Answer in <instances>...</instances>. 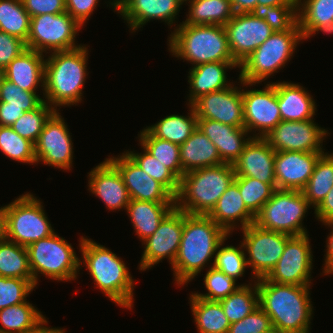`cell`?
Instances as JSON below:
<instances>
[{
  "instance_id": "cell-55",
  "label": "cell",
  "mask_w": 333,
  "mask_h": 333,
  "mask_svg": "<svg viewBox=\"0 0 333 333\" xmlns=\"http://www.w3.org/2000/svg\"><path fill=\"white\" fill-rule=\"evenodd\" d=\"M314 214L323 224L333 222V187L329 190L320 205L315 209Z\"/></svg>"
},
{
  "instance_id": "cell-34",
  "label": "cell",
  "mask_w": 333,
  "mask_h": 333,
  "mask_svg": "<svg viewBox=\"0 0 333 333\" xmlns=\"http://www.w3.org/2000/svg\"><path fill=\"white\" fill-rule=\"evenodd\" d=\"M46 318L28 301L0 310V331L4 333H31Z\"/></svg>"
},
{
  "instance_id": "cell-46",
  "label": "cell",
  "mask_w": 333,
  "mask_h": 333,
  "mask_svg": "<svg viewBox=\"0 0 333 333\" xmlns=\"http://www.w3.org/2000/svg\"><path fill=\"white\" fill-rule=\"evenodd\" d=\"M255 17L264 19L274 31H288L297 22V5L267 6L257 4L250 12Z\"/></svg>"
},
{
  "instance_id": "cell-21",
  "label": "cell",
  "mask_w": 333,
  "mask_h": 333,
  "mask_svg": "<svg viewBox=\"0 0 333 333\" xmlns=\"http://www.w3.org/2000/svg\"><path fill=\"white\" fill-rule=\"evenodd\" d=\"M324 152H275L276 189L302 191Z\"/></svg>"
},
{
  "instance_id": "cell-47",
  "label": "cell",
  "mask_w": 333,
  "mask_h": 333,
  "mask_svg": "<svg viewBox=\"0 0 333 333\" xmlns=\"http://www.w3.org/2000/svg\"><path fill=\"white\" fill-rule=\"evenodd\" d=\"M223 245L224 241L218 246L214 261L211 264L225 275L237 280L243 276L245 268H248L245 249L242 243L239 248L232 245L224 247Z\"/></svg>"
},
{
  "instance_id": "cell-14",
  "label": "cell",
  "mask_w": 333,
  "mask_h": 333,
  "mask_svg": "<svg viewBox=\"0 0 333 333\" xmlns=\"http://www.w3.org/2000/svg\"><path fill=\"white\" fill-rule=\"evenodd\" d=\"M326 135L327 130L310 119L298 122L281 121L264 139L275 152H324L321 143Z\"/></svg>"
},
{
  "instance_id": "cell-50",
  "label": "cell",
  "mask_w": 333,
  "mask_h": 333,
  "mask_svg": "<svg viewBox=\"0 0 333 333\" xmlns=\"http://www.w3.org/2000/svg\"><path fill=\"white\" fill-rule=\"evenodd\" d=\"M44 99L36 92H28L5 79L0 89V102H6V106L21 107L25 112L36 109Z\"/></svg>"
},
{
  "instance_id": "cell-57",
  "label": "cell",
  "mask_w": 333,
  "mask_h": 333,
  "mask_svg": "<svg viewBox=\"0 0 333 333\" xmlns=\"http://www.w3.org/2000/svg\"><path fill=\"white\" fill-rule=\"evenodd\" d=\"M324 225H328V227H332V231L330 232V234L327 236V239L326 240V256L325 257V263L323 264L325 268H322L323 269V273H325L324 275L326 274H333V222H328V223H324Z\"/></svg>"
},
{
  "instance_id": "cell-62",
  "label": "cell",
  "mask_w": 333,
  "mask_h": 333,
  "mask_svg": "<svg viewBox=\"0 0 333 333\" xmlns=\"http://www.w3.org/2000/svg\"><path fill=\"white\" fill-rule=\"evenodd\" d=\"M5 69H3L2 67H0V89L2 87V83L5 80Z\"/></svg>"
},
{
  "instance_id": "cell-28",
  "label": "cell",
  "mask_w": 333,
  "mask_h": 333,
  "mask_svg": "<svg viewBox=\"0 0 333 333\" xmlns=\"http://www.w3.org/2000/svg\"><path fill=\"white\" fill-rule=\"evenodd\" d=\"M233 67L239 68V65L235 61H225L204 63L192 67L188 72L190 85L188 105L203 95L230 87L232 84L227 82L226 70Z\"/></svg>"
},
{
  "instance_id": "cell-42",
  "label": "cell",
  "mask_w": 333,
  "mask_h": 333,
  "mask_svg": "<svg viewBox=\"0 0 333 333\" xmlns=\"http://www.w3.org/2000/svg\"><path fill=\"white\" fill-rule=\"evenodd\" d=\"M144 153H134L126 151V153L143 171H145L153 179L161 183L174 197L178 193L179 179L157 158H155L143 146Z\"/></svg>"
},
{
  "instance_id": "cell-23",
  "label": "cell",
  "mask_w": 333,
  "mask_h": 333,
  "mask_svg": "<svg viewBox=\"0 0 333 333\" xmlns=\"http://www.w3.org/2000/svg\"><path fill=\"white\" fill-rule=\"evenodd\" d=\"M275 151L264 138L252 137L239 158L232 165L235 176L255 178L268 184H276Z\"/></svg>"
},
{
  "instance_id": "cell-33",
  "label": "cell",
  "mask_w": 333,
  "mask_h": 333,
  "mask_svg": "<svg viewBox=\"0 0 333 333\" xmlns=\"http://www.w3.org/2000/svg\"><path fill=\"white\" fill-rule=\"evenodd\" d=\"M189 1V14L183 21L189 25H222L234 16L231 0H184Z\"/></svg>"
},
{
  "instance_id": "cell-54",
  "label": "cell",
  "mask_w": 333,
  "mask_h": 333,
  "mask_svg": "<svg viewBox=\"0 0 333 333\" xmlns=\"http://www.w3.org/2000/svg\"><path fill=\"white\" fill-rule=\"evenodd\" d=\"M99 0H66V12L81 26L93 13Z\"/></svg>"
},
{
  "instance_id": "cell-26",
  "label": "cell",
  "mask_w": 333,
  "mask_h": 333,
  "mask_svg": "<svg viewBox=\"0 0 333 333\" xmlns=\"http://www.w3.org/2000/svg\"><path fill=\"white\" fill-rule=\"evenodd\" d=\"M208 216L229 235L238 223L235 221H240L241 230L255 222V216L244 204L235 181L220 196Z\"/></svg>"
},
{
  "instance_id": "cell-45",
  "label": "cell",
  "mask_w": 333,
  "mask_h": 333,
  "mask_svg": "<svg viewBox=\"0 0 333 333\" xmlns=\"http://www.w3.org/2000/svg\"><path fill=\"white\" fill-rule=\"evenodd\" d=\"M56 110L43 101L36 109L25 112L11 128L21 137L36 143L46 121Z\"/></svg>"
},
{
  "instance_id": "cell-13",
  "label": "cell",
  "mask_w": 333,
  "mask_h": 333,
  "mask_svg": "<svg viewBox=\"0 0 333 333\" xmlns=\"http://www.w3.org/2000/svg\"><path fill=\"white\" fill-rule=\"evenodd\" d=\"M308 235L292 236L286 242L279 261L265 277L268 281L287 285H310L313 254Z\"/></svg>"
},
{
  "instance_id": "cell-56",
  "label": "cell",
  "mask_w": 333,
  "mask_h": 333,
  "mask_svg": "<svg viewBox=\"0 0 333 333\" xmlns=\"http://www.w3.org/2000/svg\"><path fill=\"white\" fill-rule=\"evenodd\" d=\"M24 113L21 107L6 106V102H0V126H12Z\"/></svg>"
},
{
  "instance_id": "cell-49",
  "label": "cell",
  "mask_w": 333,
  "mask_h": 333,
  "mask_svg": "<svg viewBox=\"0 0 333 333\" xmlns=\"http://www.w3.org/2000/svg\"><path fill=\"white\" fill-rule=\"evenodd\" d=\"M34 288L27 279L0 276V310L26 302V297Z\"/></svg>"
},
{
  "instance_id": "cell-9",
  "label": "cell",
  "mask_w": 333,
  "mask_h": 333,
  "mask_svg": "<svg viewBox=\"0 0 333 333\" xmlns=\"http://www.w3.org/2000/svg\"><path fill=\"white\" fill-rule=\"evenodd\" d=\"M310 207L302 191L276 189L255 216L254 223L290 236L305 235L308 233L302 221Z\"/></svg>"
},
{
  "instance_id": "cell-15",
  "label": "cell",
  "mask_w": 333,
  "mask_h": 333,
  "mask_svg": "<svg viewBox=\"0 0 333 333\" xmlns=\"http://www.w3.org/2000/svg\"><path fill=\"white\" fill-rule=\"evenodd\" d=\"M56 110L46 121L35 143L36 163L70 170L73 159V143L64 118Z\"/></svg>"
},
{
  "instance_id": "cell-30",
  "label": "cell",
  "mask_w": 333,
  "mask_h": 333,
  "mask_svg": "<svg viewBox=\"0 0 333 333\" xmlns=\"http://www.w3.org/2000/svg\"><path fill=\"white\" fill-rule=\"evenodd\" d=\"M180 161L184 173L223 164L217 147L199 129L180 145Z\"/></svg>"
},
{
  "instance_id": "cell-36",
  "label": "cell",
  "mask_w": 333,
  "mask_h": 333,
  "mask_svg": "<svg viewBox=\"0 0 333 333\" xmlns=\"http://www.w3.org/2000/svg\"><path fill=\"white\" fill-rule=\"evenodd\" d=\"M191 107V109H190ZM190 116L169 115L155 125L146 129L157 138H161L177 145H182L197 129V117L193 107L189 105Z\"/></svg>"
},
{
  "instance_id": "cell-35",
  "label": "cell",
  "mask_w": 333,
  "mask_h": 333,
  "mask_svg": "<svg viewBox=\"0 0 333 333\" xmlns=\"http://www.w3.org/2000/svg\"><path fill=\"white\" fill-rule=\"evenodd\" d=\"M194 321L199 333H227L231 325L224 314L219 301H209L196 297L193 293L190 298Z\"/></svg>"
},
{
  "instance_id": "cell-6",
  "label": "cell",
  "mask_w": 333,
  "mask_h": 333,
  "mask_svg": "<svg viewBox=\"0 0 333 333\" xmlns=\"http://www.w3.org/2000/svg\"><path fill=\"white\" fill-rule=\"evenodd\" d=\"M172 55L197 66L211 62L234 61L225 27L222 25H189L181 23L170 34Z\"/></svg>"
},
{
  "instance_id": "cell-52",
  "label": "cell",
  "mask_w": 333,
  "mask_h": 333,
  "mask_svg": "<svg viewBox=\"0 0 333 333\" xmlns=\"http://www.w3.org/2000/svg\"><path fill=\"white\" fill-rule=\"evenodd\" d=\"M25 50H27L25 41L0 30V67L5 69Z\"/></svg>"
},
{
  "instance_id": "cell-3",
  "label": "cell",
  "mask_w": 333,
  "mask_h": 333,
  "mask_svg": "<svg viewBox=\"0 0 333 333\" xmlns=\"http://www.w3.org/2000/svg\"><path fill=\"white\" fill-rule=\"evenodd\" d=\"M88 48L79 46L52 52L45 60L44 101L55 110L57 106L81 102L87 73ZM53 105V106H52Z\"/></svg>"
},
{
  "instance_id": "cell-37",
  "label": "cell",
  "mask_w": 333,
  "mask_h": 333,
  "mask_svg": "<svg viewBox=\"0 0 333 333\" xmlns=\"http://www.w3.org/2000/svg\"><path fill=\"white\" fill-rule=\"evenodd\" d=\"M0 276L27 279L35 286L26 247L7 239L0 241Z\"/></svg>"
},
{
  "instance_id": "cell-44",
  "label": "cell",
  "mask_w": 333,
  "mask_h": 333,
  "mask_svg": "<svg viewBox=\"0 0 333 333\" xmlns=\"http://www.w3.org/2000/svg\"><path fill=\"white\" fill-rule=\"evenodd\" d=\"M0 150L11 160L36 164L35 144L19 136L11 126H0Z\"/></svg>"
},
{
  "instance_id": "cell-40",
  "label": "cell",
  "mask_w": 333,
  "mask_h": 333,
  "mask_svg": "<svg viewBox=\"0 0 333 333\" xmlns=\"http://www.w3.org/2000/svg\"><path fill=\"white\" fill-rule=\"evenodd\" d=\"M139 137L140 144L180 180L184 175L180 161V146L154 137L146 128L140 132Z\"/></svg>"
},
{
  "instance_id": "cell-61",
  "label": "cell",
  "mask_w": 333,
  "mask_h": 333,
  "mask_svg": "<svg viewBox=\"0 0 333 333\" xmlns=\"http://www.w3.org/2000/svg\"><path fill=\"white\" fill-rule=\"evenodd\" d=\"M47 323H48V321L46 320L36 330L32 331L31 333H65L64 329L47 327L45 325Z\"/></svg>"
},
{
  "instance_id": "cell-63",
  "label": "cell",
  "mask_w": 333,
  "mask_h": 333,
  "mask_svg": "<svg viewBox=\"0 0 333 333\" xmlns=\"http://www.w3.org/2000/svg\"><path fill=\"white\" fill-rule=\"evenodd\" d=\"M262 333H285L281 331L280 329L276 327H271L268 331L262 332Z\"/></svg>"
},
{
  "instance_id": "cell-1",
  "label": "cell",
  "mask_w": 333,
  "mask_h": 333,
  "mask_svg": "<svg viewBox=\"0 0 333 333\" xmlns=\"http://www.w3.org/2000/svg\"><path fill=\"white\" fill-rule=\"evenodd\" d=\"M229 234L208 215L187 214L183 211V231L180 247L172 265L175 281L189 283L208 264L218 246ZM204 266V267H203Z\"/></svg>"
},
{
  "instance_id": "cell-5",
  "label": "cell",
  "mask_w": 333,
  "mask_h": 333,
  "mask_svg": "<svg viewBox=\"0 0 333 333\" xmlns=\"http://www.w3.org/2000/svg\"><path fill=\"white\" fill-rule=\"evenodd\" d=\"M234 179L228 163L186 172L179 181L175 207L187 214L208 215Z\"/></svg>"
},
{
  "instance_id": "cell-53",
  "label": "cell",
  "mask_w": 333,
  "mask_h": 333,
  "mask_svg": "<svg viewBox=\"0 0 333 333\" xmlns=\"http://www.w3.org/2000/svg\"><path fill=\"white\" fill-rule=\"evenodd\" d=\"M22 3L31 17L66 12V0H22Z\"/></svg>"
},
{
  "instance_id": "cell-17",
  "label": "cell",
  "mask_w": 333,
  "mask_h": 333,
  "mask_svg": "<svg viewBox=\"0 0 333 333\" xmlns=\"http://www.w3.org/2000/svg\"><path fill=\"white\" fill-rule=\"evenodd\" d=\"M183 231V211L174 207L159 224L158 229L142 244L145 245L139 269L146 271L167 258L174 263Z\"/></svg>"
},
{
  "instance_id": "cell-27",
  "label": "cell",
  "mask_w": 333,
  "mask_h": 333,
  "mask_svg": "<svg viewBox=\"0 0 333 333\" xmlns=\"http://www.w3.org/2000/svg\"><path fill=\"white\" fill-rule=\"evenodd\" d=\"M5 78L24 91L36 92L38 86L43 87L42 90H44V55L35 50H25L5 68Z\"/></svg>"
},
{
  "instance_id": "cell-43",
  "label": "cell",
  "mask_w": 333,
  "mask_h": 333,
  "mask_svg": "<svg viewBox=\"0 0 333 333\" xmlns=\"http://www.w3.org/2000/svg\"><path fill=\"white\" fill-rule=\"evenodd\" d=\"M242 200L247 209L256 216L262 206L272 197L276 184H268L255 178L235 176Z\"/></svg>"
},
{
  "instance_id": "cell-41",
  "label": "cell",
  "mask_w": 333,
  "mask_h": 333,
  "mask_svg": "<svg viewBox=\"0 0 333 333\" xmlns=\"http://www.w3.org/2000/svg\"><path fill=\"white\" fill-rule=\"evenodd\" d=\"M31 16L22 0H0V30L27 42Z\"/></svg>"
},
{
  "instance_id": "cell-4",
  "label": "cell",
  "mask_w": 333,
  "mask_h": 333,
  "mask_svg": "<svg viewBox=\"0 0 333 333\" xmlns=\"http://www.w3.org/2000/svg\"><path fill=\"white\" fill-rule=\"evenodd\" d=\"M82 260L96 286L122 308L133 306L134 279L121 258L91 239L80 238Z\"/></svg>"
},
{
  "instance_id": "cell-25",
  "label": "cell",
  "mask_w": 333,
  "mask_h": 333,
  "mask_svg": "<svg viewBox=\"0 0 333 333\" xmlns=\"http://www.w3.org/2000/svg\"><path fill=\"white\" fill-rule=\"evenodd\" d=\"M199 129L216 147L223 163L234 164L246 144L252 138H246L248 131L245 127H234L228 124L197 118Z\"/></svg>"
},
{
  "instance_id": "cell-18",
  "label": "cell",
  "mask_w": 333,
  "mask_h": 333,
  "mask_svg": "<svg viewBox=\"0 0 333 333\" xmlns=\"http://www.w3.org/2000/svg\"><path fill=\"white\" fill-rule=\"evenodd\" d=\"M234 61L240 65L274 30L252 13H235L224 26Z\"/></svg>"
},
{
  "instance_id": "cell-58",
  "label": "cell",
  "mask_w": 333,
  "mask_h": 333,
  "mask_svg": "<svg viewBox=\"0 0 333 333\" xmlns=\"http://www.w3.org/2000/svg\"><path fill=\"white\" fill-rule=\"evenodd\" d=\"M235 13H250L257 5V0H231Z\"/></svg>"
},
{
  "instance_id": "cell-16",
  "label": "cell",
  "mask_w": 333,
  "mask_h": 333,
  "mask_svg": "<svg viewBox=\"0 0 333 333\" xmlns=\"http://www.w3.org/2000/svg\"><path fill=\"white\" fill-rule=\"evenodd\" d=\"M242 90L244 127L248 132L256 129L253 137L264 138L282 120L276 94V82L266 84L262 90Z\"/></svg>"
},
{
  "instance_id": "cell-10",
  "label": "cell",
  "mask_w": 333,
  "mask_h": 333,
  "mask_svg": "<svg viewBox=\"0 0 333 333\" xmlns=\"http://www.w3.org/2000/svg\"><path fill=\"white\" fill-rule=\"evenodd\" d=\"M41 204L33 194L26 193L8 205L7 240L27 247L55 233Z\"/></svg>"
},
{
  "instance_id": "cell-31",
  "label": "cell",
  "mask_w": 333,
  "mask_h": 333,
  "mask_svg": "<svg viewBox=\"0 0 333 333\" xmlns=\"http://www.w3.org/2000/svg\"><path fill=\"white\" fill-rule=\"evenodd\" d=\"M175 207V202H148L131 199L126 211L130 215L136 235L143 242L159 227L165 216Z\"/></svg>"
},
{
  "instance_id": "cell-29",
  "label": "cell",
  "mask_w": 333,
  "mask_h": 333,
  "mask_svg": "<svg viewBox=\"0 0 333 333\" xmlns=\"http://www.w3.org/2000/svg\"><path fill=\"white\" fill-rule=\"evenodd\" d=\"M276 94L282 121L313 119L316 103L304 87L291 82H276Z\"/></svg>"
},
{
  "instance_id": "cell-38",
  "label": "cell",
  "mask_w": 333,
  "mask_h": 333,
  "mask_svg": "<svg viewBox=\"0 0 333 333\" xmlns=\"http://www.w3.org/2000/svg\"><path fill=\"white\" fill-rule=\"evenodd\" d=\"M333 187V153H323L302 190L310 205L316 209Z\"/></svg>"
},
{
  "instance_id": "cell-22",
  "label": "cell",
  "mask_w": 333,
  "mask_h": 333,
  "mask_svg": "<svg viewBox=\"0 0 333 333\" xmlns=\"http://www.w3.org/2000/svg\"><path fill=\"white\" fill-rule=\"evenodd\" d=\"M115 11L127 21L131 30L141 28L152 19H160L171 27L184 0H112Z\"/></svg>"
},
{
  "instance_id": "cell-12",
  "label": "cell",
  "mask_w": 333,
  "mask_h": 333,
  "mask_svg": "<svg viewBox=\"0 0 333 333\" xmlns=\"http://www.w3.org/2000/svg\"><path fill=\"white\" fill-rule=\"evenodd\" d=\"M243 244L249 254L247 266L252 268L254 279L266 277L283 254L286 242L292 237L259 227L255 223L242 229Z\"/></svg>"
},
{
  "instance_id": "cell-60",
  "label": "cell",
  "mask_w": 333,
  "mask_h": 333,
  "mask_svg": "<svg viewBox=\"0 0 333 333\" xmlns=\"http://www.w3.org/2000/svg\"><path fill=\"white\" fill-rule=\"evenodd\" d=\"M257 4H263L267 6L297 5V0H257Z\"/></svg>"
},
{
  "instance_id": "cell-59",
  "label": "cell",
  "mask_w": 333,
  "mask_h": 333,
  "mask_svg": "<svg viewBox=\"0 0 333 333\" xmlns=\"http://www.w3.org/2000/svg\"><path fill=\"white\" fill-rule=\"evenodd\" d=\"M7 207H0V241L6 239Z\"/></svg>"
},
{
  "instance_id": "cell-8",
  "label": "cell",
  "mask_w": 333,
  "mask_h": 333,
  "mask_svg": "<svg viewBox=\"0 0 333 333\" xmlns=\"http://www.w3.org/2000/svg\"><path fill=\"white\" fill-rule=\"evenodd\" d=\"M26 249L35 287L38 274L58 281L77 278L81 268L80 259L71 244L56 233L30 244Z\"/></svg>"
},
{
  "instance_id": "cell-32",
  "label": "cell",
  "mask_w": 333,
  "mask_h": 333,
  "mask_svg": "<svg viewBox=\"0 0 333 333\" xmlns=\"http://www.w3.org/2000/svg\"><path fill=\"white\" fill-rule=\"evenodd\" d=\"M297 16L304 39L318 31L333 33V0H297Z\"/></svg>"
},
{
  "instance_id": "cell-19",
  "label": "cell",
  "mask_w": 333,
  "mask_h": 333,
  "mask_svg": "<svg viewBox=\"0 0 333 333\" xmlns=\"http://www.w3.org/2000/svg\"><path fill=\"white\" fill-rule=\"evenodd\" d=\"M234 85L197 98L191 106L197 118L244 127L242 91Z\"/></svg>"
},
{
  "instance_id": "cell-24",
  "label": "cell",
  "mask_w": 333,
  "mask_h": 333,
  "mask_svg": "<svg viewBox=\"0 0 333 333\" xmlns=\"http://www.w3.org/2000/svg\"><path fill=\"white\" fill-rule=\"evenodd\" d=\"M88 184L90 192L103 200L106 208L126 210L131 200L128 190L120 172L107 159L91 170Z\"/></svg>"
},
{
  "instance_id": "cell-39",
  "label": "cell",
  "mask_w": 333,
  "mask_h": 333,
  "mask_svg": "<svg viewBox=\"0 0 333 333\" xmlns=\"http://www.w3.org/2000/svg\"><path fill=\"white\" fill-rule=\"evenodd\" d=\"M230 324L242 320L259 306L257 282L241 285L235 292L219 301Z\"/></svg>"
},
{
  "instance_id": "cell-51",
  "label": "cell",
  "mask_w": 333,
  "mask_h": 333,
  "mask_svg": "<svg viewBox=\"0 0 333 333\" xmlns=\"http://www.w3.org/2000/svg\"><path fill=\"white\" fill-rule=\"evenodd\" d=\"M271 327L270 317L258 306L242 320L231 323L227 333H262Z\"/></svg>"
},
{
  "instance_id": "cell-20",
  "label": "cell",
  "mask_w": 333,
  "mask_h": 333,
  "mask_svg": "<svg viewBox=\"0 0 333 333\" xmlns=\"http://www.w3.org/2000/svg\"><path fill=\"white\" fill-rule=\"evenodd\" d=\"M107 160L120 172L130 199L148 202H175L174 196L143 171L126 153Z\"/></svg>"
},
{
  "instance_id": "cell-11",
  "label": "cell",
  "mask_w": 333,
  "mask_h": 333,
  "mask_svg": "<svg viewBox=\"0 0 333 333\" xmlns=\"http://www.w3.org/2000/svg\"><path fill=\"white\" fill-rule=\"evenodd\" d=\"M81 27L67 12L31 17L27 49L43 54L77 48L75 38Z\"/></svg>"
},
{
  "instance_id": "cell-7",
  "label": "cell",
  "mask_w": 333,
  "mask_h": 333,
  "mask_svg": "<svg viewBox=\"0 0 333 333\" xmlns=\"http://www.w3.org/2000/svg\"><path fill=\"white\" fill-rule=\"evenodd\" d=\"M301 40L304 38L298 22L288 31H274L239 65L241 84L253 86L285 67Z\"/></svg>"
},
{
  "instance_id": "cell-2",
  "label": "cell",
  "mask_w": 333,
  "mask_h": 333,
  "mask_svg": "<svg viewBox=\"0 0 333 333\" xmlns=\"http://www.w3.org/2000/svg\"><path fill=\"white\" fill-rule=\"evenodd\" d=\"M259 306L270 317L273 327L285 333H309L313 307L310 285H287L256 280Z\"/></svg>"
},
{
  "instance_id": "cell-48",
  "label": "cell",
  "mask_w": 333,
  "mask_h": 333,
  "mask_svg": "<svg viewBox=\"0 0 333 333\" xmlns=\"http://www.w3.org/2000/svg\"><path fill=\"white\" fill-rule=\"evenodd\" d=\"M204 285L208 293L201 294L200 292H196L193 294L196 297L209 301H220L235 292L241 286L236 285L235 279L225 275L222 271L216 269L212 265L204 277Z\"/></svg>"
}]
</instances>
